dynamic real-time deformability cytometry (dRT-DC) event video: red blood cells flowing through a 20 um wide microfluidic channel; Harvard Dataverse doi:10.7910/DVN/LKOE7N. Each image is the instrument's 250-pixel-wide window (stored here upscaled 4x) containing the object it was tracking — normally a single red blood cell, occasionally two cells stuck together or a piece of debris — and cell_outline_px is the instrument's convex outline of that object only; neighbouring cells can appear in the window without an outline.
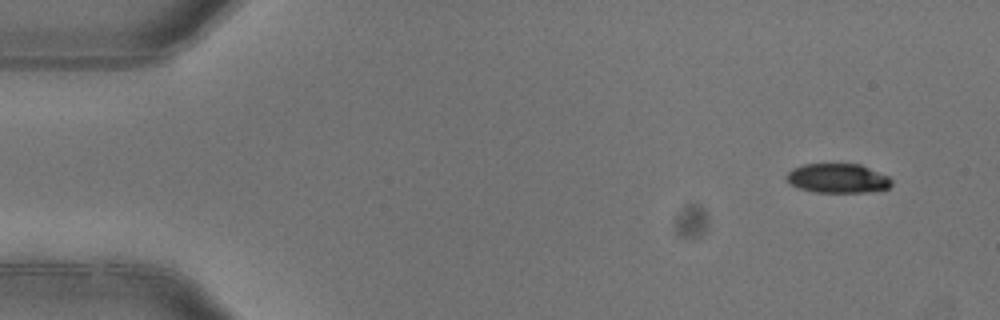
{"species": "common noctule bat (a hibernating species)", "species_latin": "Nyctalus noctula", "temperature_condition": "warm", "stored_images_in_passage": 4, "camera_frame_rate_fps": 3000, "um_per_image_px": 0.085, "animal": {"sex": "female"}, "frame": {"image": 1, "passage_image": 1, "time_ms": 0.0, "image_size_px": [1000, 320], "cell_outline_px": [[892, 184], [888, 188], [864, 192], [816, 192], [800, 188], [792, 184], [784, 176], [792, 168], [804, 164], [860, 164], [888, 176], [892, 180]], "centroid_in_image_um": [71.2, 15.15], "position_along_channel_um": 13.8, "area_um2": 17.8}}